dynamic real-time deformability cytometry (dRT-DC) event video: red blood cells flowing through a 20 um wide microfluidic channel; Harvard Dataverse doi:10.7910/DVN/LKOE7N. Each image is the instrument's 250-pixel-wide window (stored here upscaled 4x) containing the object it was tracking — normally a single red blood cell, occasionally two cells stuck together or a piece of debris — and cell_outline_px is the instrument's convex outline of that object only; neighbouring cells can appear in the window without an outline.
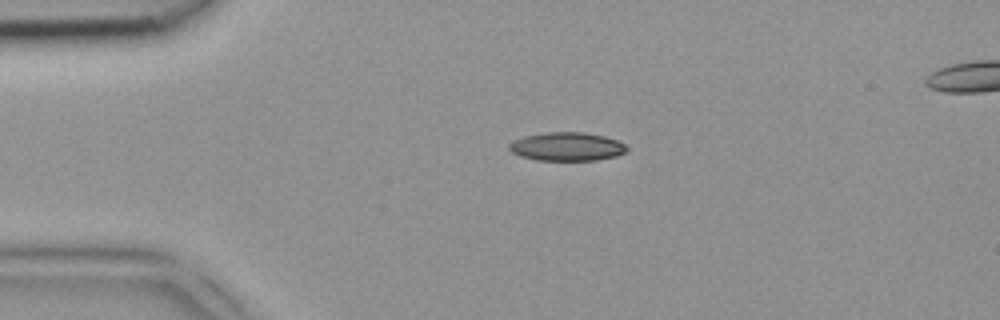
{"species": "common noctule bat (a hibernating species)", "species_latin": "Nyctalus noctula", "temperature_condition": "room temperature", "stored_images_in_passage": 3, "camera_frame_rate_fps": 3000, "um_per_image_px": 0.085, "animal": {"sex": "female", "body_mass_g": 18.4}, "frame": {"image": 1, "passage_image": 1, "time_ms": 0.0, "image_size_px": [1000, 320], "cell_outline_px": [[628, 148], [624, 152], [616, 156], [596, 160], [536, 160], [520, 156], [512, 152], [508, 148], [508, 144], [524, 136], [548, 132], [584, 132], [604, 136], [616, 140], [624, 144]], "centroid_in_image_um": [48.17, 12.46], "position_along_channel_um": 36.8, "area_um2": 19.42}}